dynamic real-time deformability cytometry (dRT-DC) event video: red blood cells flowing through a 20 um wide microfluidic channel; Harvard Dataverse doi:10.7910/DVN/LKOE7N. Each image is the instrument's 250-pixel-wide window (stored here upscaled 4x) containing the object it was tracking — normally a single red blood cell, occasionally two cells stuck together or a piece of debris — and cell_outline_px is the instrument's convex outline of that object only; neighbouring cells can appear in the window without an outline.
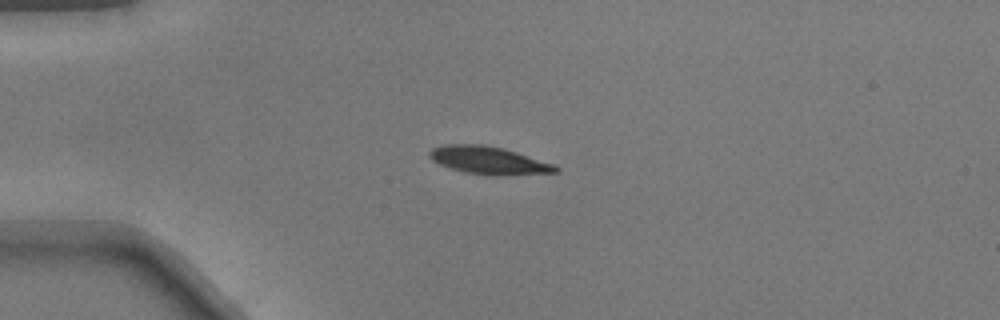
{"species": "common noctule bat (a hibernating species)", "species_latin": "Nyctalus noctula", "temperature_condition": "warm", "stored_images_in_passage": 47, "camera_frame_rate_fps": 3000, "um_per_image_px": 0.085, "animal": {"sex": "male", "body_mass_g": 17.9}, "frame": {"image": 1, "passage_image": 10, "time_ms": 3.0, "image_size_px": [1000, 320], "cell_outline_px": [[560, 172], [468, 172], [452, 168], [440, 164], [432, 160], [428, 156], [428, 152], [432, 148], [444, 144], [484, 144], [504, 148], [552, 164], [560, 168]], "centroid_in_image_um": [41.41, 13.54], "position_along_channel_um": 43.6, "area_um2": 18.9}}
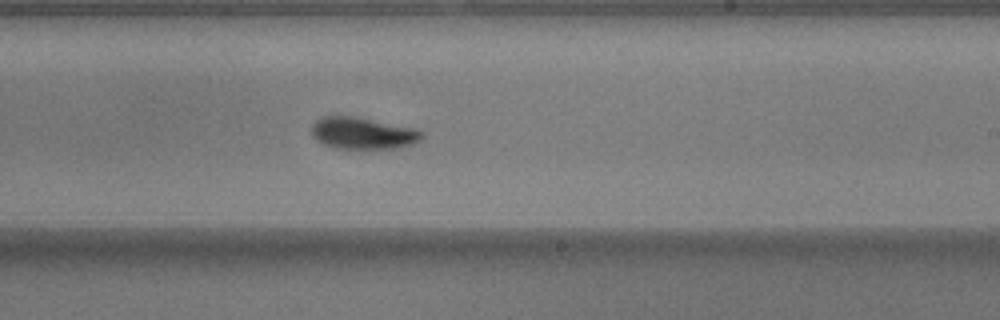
{"frame": {"image": 2, "passage_image": 28, "time_ms": 9.0, "image_size_px": [1000, 320], "cell_outline_px": [[424, 136], [420, 140], [412, 144], [396, 148], [332, 148], [320, 144], [312, 136], [312, 124], [320, 116], [356, 116], [416, 128], [424, 132]], "centroid_in_image_um": [30.82, 11.31], "position_along_channel_um": 258.2, "area_um2": 20.75}}
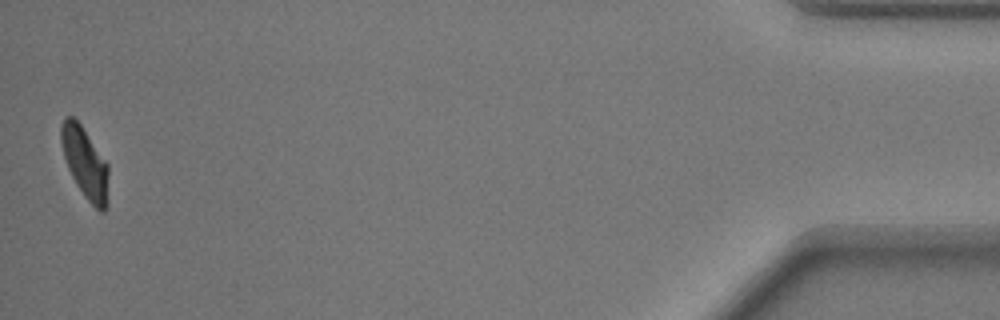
{"frame": {"image": 3, "passage_image": 47, "time_ms": 15.333, "image_size_px": [1000, 320], "cell_outline_px": [[108, 204], [104, 212], [100, 212], [88, 200], [76, 184], [68, 168], [64, 156], [60, 140], [60, 128], [64, 116], [72, 116], [80, 124], [108, 164]], "centroid_in_image_um": [7.23, 13.85], "position_along_channel_um": 428.0, "area_um2": 19.48}}